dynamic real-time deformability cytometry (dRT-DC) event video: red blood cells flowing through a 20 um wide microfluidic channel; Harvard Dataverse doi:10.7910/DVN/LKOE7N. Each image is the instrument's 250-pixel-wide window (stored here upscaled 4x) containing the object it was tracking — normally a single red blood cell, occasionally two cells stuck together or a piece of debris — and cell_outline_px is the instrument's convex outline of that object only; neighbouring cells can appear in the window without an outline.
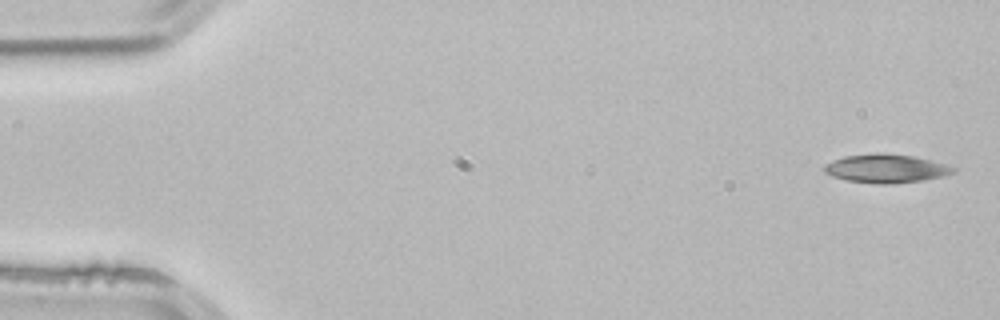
{"species": "common noctule bat (a hibernating species)", "species_latin": "Nyctalus noctula", "temperature_condition": "room temperature", "stored_images_in_passage": 4, "camera_frame_rate_fps": 3000, "um_per_image_px": 0.085, "animal": {"sex": "male", "body_mass_g": 21.5, "forearm_length_mm": 52.0}, "frame": {"image": 1, "passage_image": 1, "time_ms": 0.0, "image_size_px": [1000, 320], "cell_outline_px": [[956, 172], [924, 180], [892, 184], [876, 184], [848, 180], [832, 176], [824, 172], [820, 168], [824, 164], [832, 160], [844, 156], [876, 152], [884, 152], [916, 156], [932, 160], [956, 168]], "centroid_in_image_um": [75.27, 14.3], "position_along_channel_um": 9.7, "area_um2": 21.85}}